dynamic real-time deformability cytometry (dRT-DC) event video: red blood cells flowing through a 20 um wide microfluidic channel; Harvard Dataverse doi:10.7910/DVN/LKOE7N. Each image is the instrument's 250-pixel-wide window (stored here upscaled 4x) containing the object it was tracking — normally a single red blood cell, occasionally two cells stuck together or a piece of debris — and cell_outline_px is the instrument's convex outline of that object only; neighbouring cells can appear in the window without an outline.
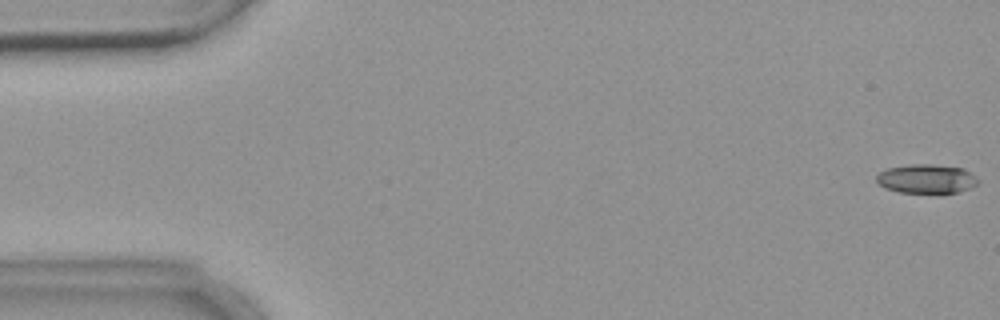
{"species": "common noctule bat (a hibernating species)", "species_latin": "Nyctalus noctula", "temperature_condition": "warm", "stored_images_in_passage": 7, "camera_frame_rate_fps": 3000, "um_per_image_px": 0.085, "animal": {"sex": "female", "body_mass_g": 18.4}, "frame": {"image": 1, "passage_image": 1, "time_ms": 0.0, "image_size_px": [1000, 320], "cell_outline_px": [[980, 180], [976, 184], [968, 188], [956, 192], [900, 192], [884, 188], [876, 180], [876, 176], [880, 172], [888, 168], [908, 164], [932, 164], [964, 168]], "centroid_in_image_um": [78.73, 15.18], "position_along_channel_um": 6.3, "area_um2": 16.99}}
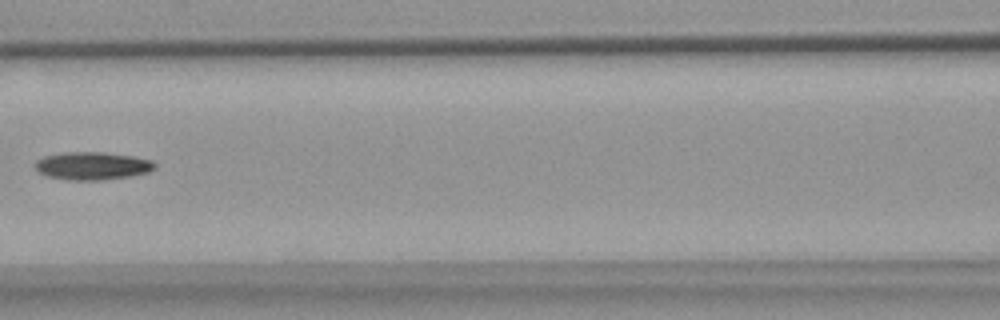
{"frame": {"image": 2, "passage_image": 7, "time_ms": 8.0, "image_size_px": [1000, 320], "cell_outline_px": [[156, 168], [148, 172], [128, 176], [100, 180], [64, 180], [48, 176], [36, 172], [36, 160], [44, 156], [64, 152], [104, 152], [132, 156], [152, 160], [156, 164]], "centroid_in_image_um": [7.83, 14.09], "position_along_channel_um": 158.8, "area_um2": 19.48}}